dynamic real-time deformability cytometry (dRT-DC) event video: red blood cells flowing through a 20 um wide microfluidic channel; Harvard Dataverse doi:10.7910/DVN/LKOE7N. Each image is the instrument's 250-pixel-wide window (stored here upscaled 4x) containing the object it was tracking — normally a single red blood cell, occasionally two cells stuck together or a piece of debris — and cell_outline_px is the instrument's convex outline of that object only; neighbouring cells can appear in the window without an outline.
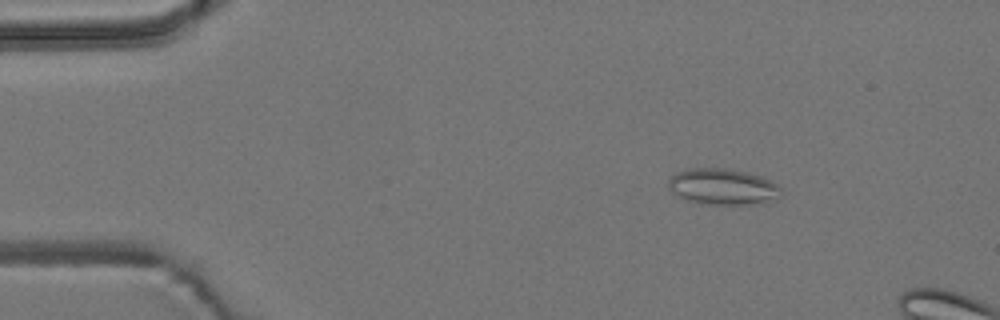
{"species": "common noctule bat (a hibernating species)", "species_latin": "Nyctalus noctula", "temperature_condition": "room temperature", "stored_images_in_passage": 5, "camera_frame_rate_fps": 3000, "um_per_image_px": 0.085, "animal": {"sex": "male", "body_mass_g": 19.2, "forearm_length_mm": 51.8}, "frame": {"image": 1, "passage_image": 3, "time_ms": 0.667, "image_size_px": [1000, 320], "cell_outline_px": [[784, 192], [780, 196], [752, 204], [700, 204], [688, 200], [672, 192], [668, 188], [668, 180], [676, 172], [688, 168], [728, 168], [748, 172], [760, 176], [776, 184]], "centroid_in_image_um": [61.39, 15.85], "position_along_channel_um": 23.6, "area_um2": 23.58}}